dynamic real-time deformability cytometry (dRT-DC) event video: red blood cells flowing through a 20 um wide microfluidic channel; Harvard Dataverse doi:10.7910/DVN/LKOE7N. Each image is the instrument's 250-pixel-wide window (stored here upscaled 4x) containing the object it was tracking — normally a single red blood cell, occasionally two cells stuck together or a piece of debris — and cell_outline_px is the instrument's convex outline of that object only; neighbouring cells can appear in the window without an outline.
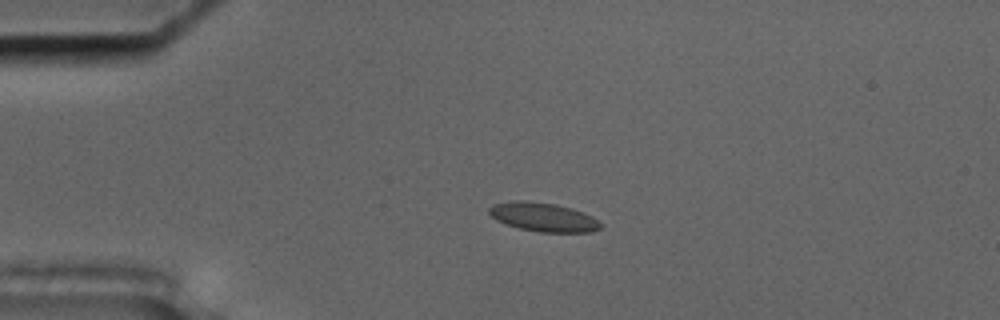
{"species": "common noctule bat (a hibernating species)", "species_latin": "Nyctalus noctula", "temperature_condition": "cold", "stored_images_in_passage": 57, "camera_frame_rate_fps": 3000, "um_per_image_px": 0.085, "animal": {"sex": "male", "body_mass_g": 17.5, "forearm_length_mm": 52.3}, "frame": {"image": 1, "passage_image": 14, "time_ms": 4.333, "image_size_px": [1000, 320], "cell_outline_px": [[600, 228], [592, 232], [540, 232], [520, 228], [496, 220], [488, 212], [488, 208], [492, 204], [512, 200], [524, 200], [556, 204], [572, 208], [592, 216], [600, 224]], "centroid_in_image_um": [46.14, 18.44], "position_along_channel_um": 38.9, "area_um2": 18.67}}
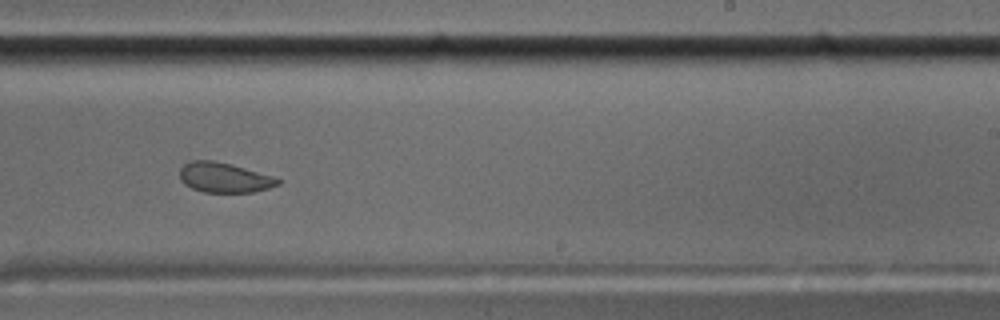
{"frame": {"image": 2, "passage_image": 36, "time_ms": 11.667, "image_size_px": [1000, 320], "cell_outline_px": [[280, 184], [268, 188], [252, 192], [204, 192], [192, 188], [184, 184], [180, 180], [180, 168], [184, 164], [192, 160], [212, 160], [244, 168], [272, 176], [280, 180]], "centroid_in_image_um": [19.02, 15.1], "position_along_channel_um": 270.0, "area_um2": 16.88}}
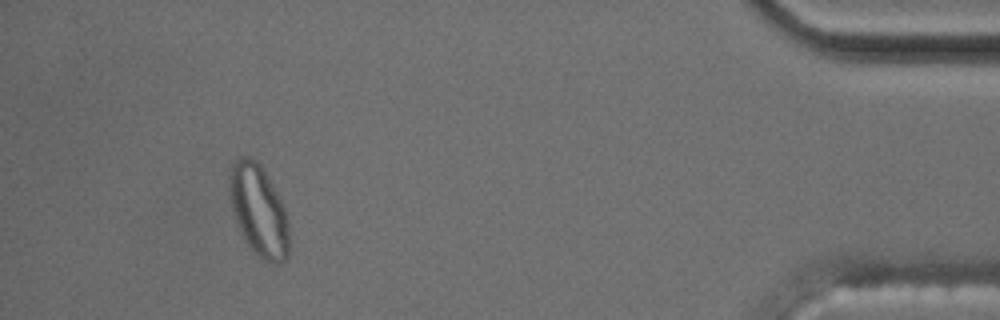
{"frame": {"image": 3, "passage_image": 53, "time_ms": 17.333, "image_size_px": [1000, 320], "cell_outline_px": [[288, 256], [284, 260], [276, 264], [272, 264], [264, 260], [248, 244], [240, 232], [232, 208], [228, 188], [228, 172], [232, 164], [240, 156], [248, 156], [256, 160], [260, 164], [280, 200], [284, 208], [288, 224]], "centroid_in_image_um": [21.95, 17.86], "position_along_channel_um": 413.2, "area_um2": 31.33}}